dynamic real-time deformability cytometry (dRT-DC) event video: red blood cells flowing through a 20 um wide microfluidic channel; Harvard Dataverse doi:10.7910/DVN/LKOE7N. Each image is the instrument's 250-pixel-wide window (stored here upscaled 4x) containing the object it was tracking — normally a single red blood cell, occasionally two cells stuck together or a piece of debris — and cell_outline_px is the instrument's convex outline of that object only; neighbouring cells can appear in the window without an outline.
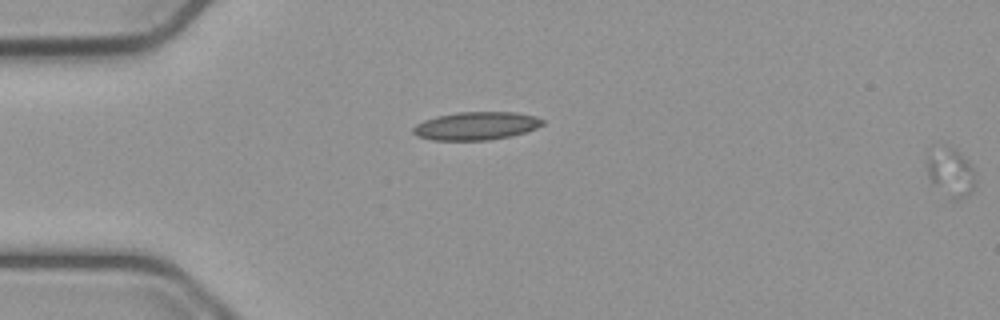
{"species": "common noctule bat (a hibernating species)", "species_latin": "Nyctalus noctula", "temperature_condition": "cold", "stored_images_in_passage": 14, "segment_of_instrument_passage": [2, 2], "camera_frame_rate_fps": 3000, "um_per_image_px": 0.085, "animal": {"sex": "male", "body_mass_g": 23.1, "forearm_length_mm": 52.7}, "frame": {"image": 1, "passage_image": 14, "time_ms": 4.333, "image_size_px": [1000, 320], "cell_outline_px": [[976, 180], [972, 192], [956, 200], [952, 200], [928, 176], [928, 156], [932, 144], [944, 144], [956, 148], [968, 160], [972, 168]], "centroid_in_image_um": [80.81, 14.55], "position_along_channel_um": 4.2, "area_um2": 13.81}}